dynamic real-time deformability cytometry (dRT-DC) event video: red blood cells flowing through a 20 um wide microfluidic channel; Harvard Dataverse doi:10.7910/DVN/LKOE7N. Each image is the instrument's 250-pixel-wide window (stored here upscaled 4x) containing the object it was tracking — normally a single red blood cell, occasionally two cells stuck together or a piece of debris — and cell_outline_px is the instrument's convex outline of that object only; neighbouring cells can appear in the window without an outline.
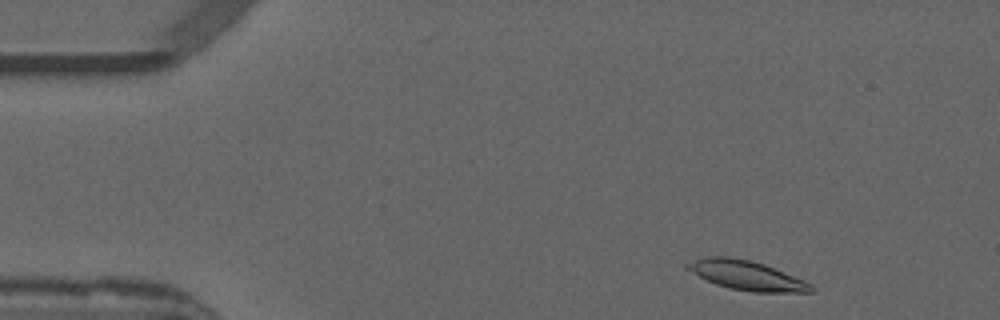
{"species": "common noctule bat (a hibernating species)", "species_latin": "Nyctalus noctula", "temperature_condition": "warm", "stored_images_in_passage": 8, "camera_frame_rate_fps": 3000, "um_per_image_px": 0.085, "animal": {"sex": "male", "forearm_length_mm": 52.5}, "frame": {"image": 1, "passage_image": 2, "time_ms": 0.333, "image_size_px": [1000, 320], "cell_outline_px": [[816, 288], [812, 292], [752, 292], [728, 288], [716, 284], [684, 268], [684, 264], [704, 256], [728, 256], [748, 260], [764, 264], [804, 280], [812, 284]], "centroid_in_image_um": [63.46, 23.4], "position_along_channel_um": 21.5, "area_um2": 21.15}}